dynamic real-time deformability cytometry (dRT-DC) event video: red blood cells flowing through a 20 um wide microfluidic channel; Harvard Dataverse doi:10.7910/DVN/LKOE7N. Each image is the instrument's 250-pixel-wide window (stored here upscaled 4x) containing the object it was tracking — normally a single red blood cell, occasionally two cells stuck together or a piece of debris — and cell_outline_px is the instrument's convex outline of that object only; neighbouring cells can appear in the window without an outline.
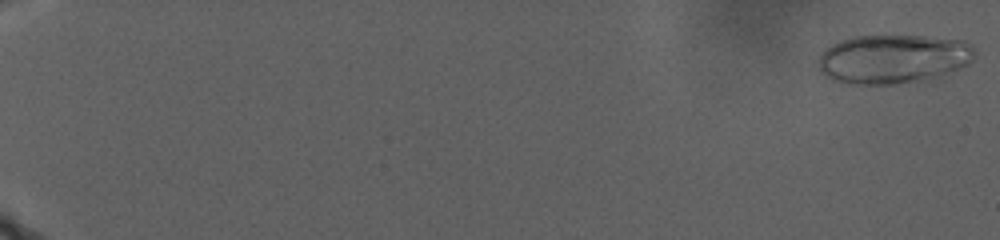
{"species": "human", "species_latin": "Homo sapiens", "temperature_condition": "warm", "stored_images_in_passage": 13, "camera_frame_rate_fps": 3000, "um_per_image_px": 0.085, "donor": {"sex": "male"}, "frame": {"image": 1, "passage_image": 3, "time_ms": 0.333, "image_size_px": [1000, 240], "cell_outline_px": [[976, 52], [972, 60], [968, 64], [932, 76], [916, 80], [896, 84], [840, 84], [824, 76], [820, 72], [820, 56], [832, 44], [840, 40], [856, 36], [920, 36], [964, 40]], "centroid_in_image_um": [75.85, 5.0], "position_along_channel_um": 9.1, "area_um2": 43.99}}